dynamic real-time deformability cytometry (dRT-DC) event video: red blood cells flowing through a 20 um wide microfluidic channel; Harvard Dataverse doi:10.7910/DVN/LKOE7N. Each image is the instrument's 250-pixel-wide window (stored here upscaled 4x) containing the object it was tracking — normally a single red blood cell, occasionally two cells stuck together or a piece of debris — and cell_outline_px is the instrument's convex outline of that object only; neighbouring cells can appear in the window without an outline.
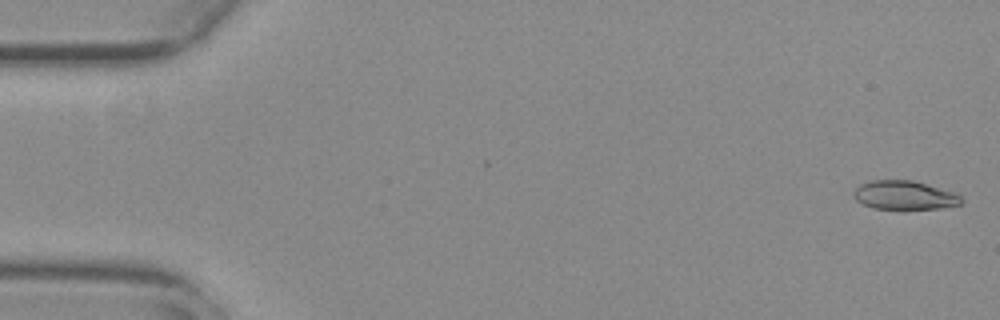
{"species": "common noctule bat (a hibernating species)", "species_latin": "Nyctalus noctula", "temperature_condition": "warm", "stored_images_in_passage": 55, "camera_frame_rate_fps": 3000, "um_per_image_px": 0.085, "animal": {"sex": "female", "body_mass_g": 29.2, "forearm_length_mm": 56.3}, "frame": {"image": 1, "passage_image": 2, "time_ms": 0.333, "image_size_px": [1000, 320], "cell_outline_px": [[964, 200], [960, 204], [940, 208], [904, 212], [900, 212], [872, 208], [856, 200], [852, 192], [860, 184], [872, 180], [912, 180], [956, 192]], "centroid_in_image_um": [76.89, 16.64], "position_along_channel_um": 8.1, "area_um2": 18.96}}
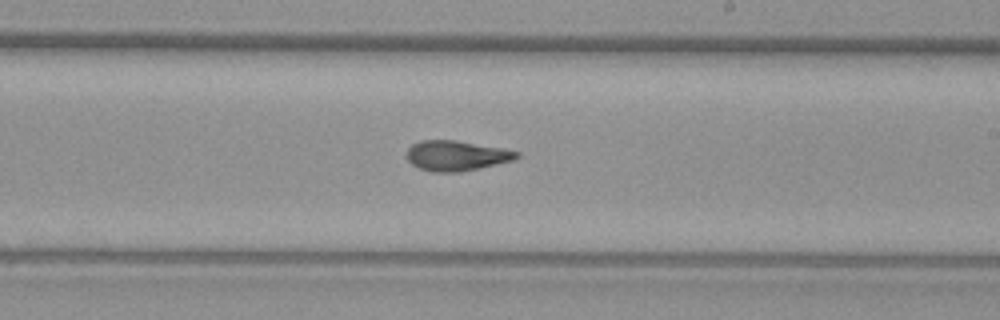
{"frame": {"image": 2, "passage_image": 33, "time_ms": 10.667, "image_size_px": [1000, 320], "cell_outline_px": [[520, 156], [512, 160], [496, 164], [460, 172], [432, 172], [420, 168], [412, 164], [408, 160], [408, 148], [412, 144], [420, 140], [456, 140], [500, 148], [520, 152]], "centroid_in_image_um": [38.77, 13.23], "position_along_channel_um": 250.2, "area_um2": 19.07}}
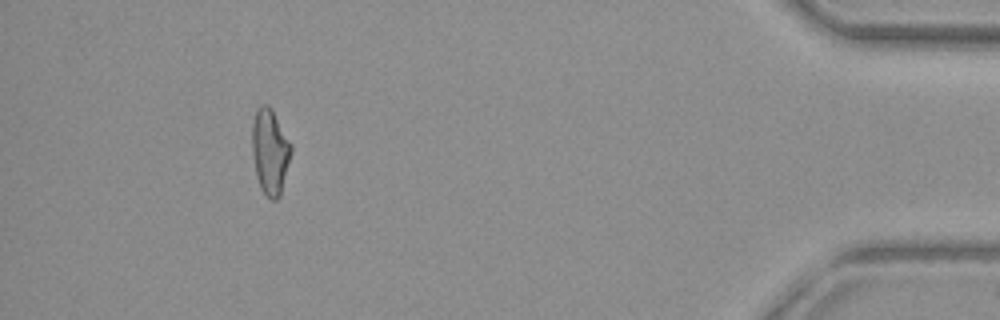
{"frame": {"image": 3, "passage_image": 51, "time_ms": 16.667, "image_size_px": [1000, 320], "cell_outline_px": [[292, 152], [280, 196], [276, 200], [268, 200], [264, 196], [260, 188], [256, 176], [252, 152], [252, 124], [256, 108], [260, 104], [268, 104], [272, 108], [292, 144]], "centroid_in_image_um": [22.95, 12.88], "position_along_channel_um": 412.2, "area_um2": 19.94}}